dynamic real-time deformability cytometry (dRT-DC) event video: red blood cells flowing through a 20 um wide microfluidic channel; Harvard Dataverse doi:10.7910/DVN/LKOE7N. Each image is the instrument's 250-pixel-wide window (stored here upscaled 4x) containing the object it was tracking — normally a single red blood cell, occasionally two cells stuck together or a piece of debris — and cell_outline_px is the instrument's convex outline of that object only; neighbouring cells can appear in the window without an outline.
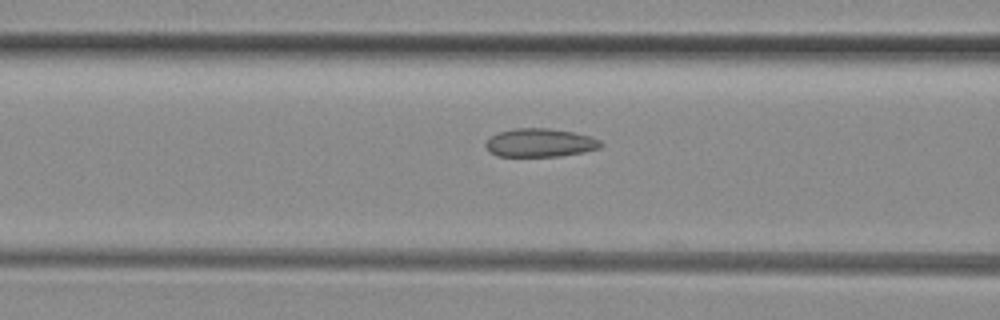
{"species": "common noctule bat (a hibernating species)", "species_latin": "Nyctalus noctula", "temperature_condition": "room temperature", "stored_images_in_passage": 8, "camera_frame_rate_fps": 3000, "um_per_image_px": 0.085, "animal": {"sex": "female", "body_mass_g": 29.2, "forearm_length_mm": 56.3}, "frame": {"image": 1, "passage_image": 7, "time_ms": 2.0, "image_size_px": [1000, 320], "cell_outline_px": [[604, 144], [600, 148], [584, 152], [560, 156], [496, 156], [484, 144], [492, 136], [500, 132], [516, 128], [548, 128], [572, 132], [592, 136], [600, 140]], "centroid_in_image_um": [45.96, 12.13], "position_along_channel_um": 120.6, "area_um2": 18.96}}